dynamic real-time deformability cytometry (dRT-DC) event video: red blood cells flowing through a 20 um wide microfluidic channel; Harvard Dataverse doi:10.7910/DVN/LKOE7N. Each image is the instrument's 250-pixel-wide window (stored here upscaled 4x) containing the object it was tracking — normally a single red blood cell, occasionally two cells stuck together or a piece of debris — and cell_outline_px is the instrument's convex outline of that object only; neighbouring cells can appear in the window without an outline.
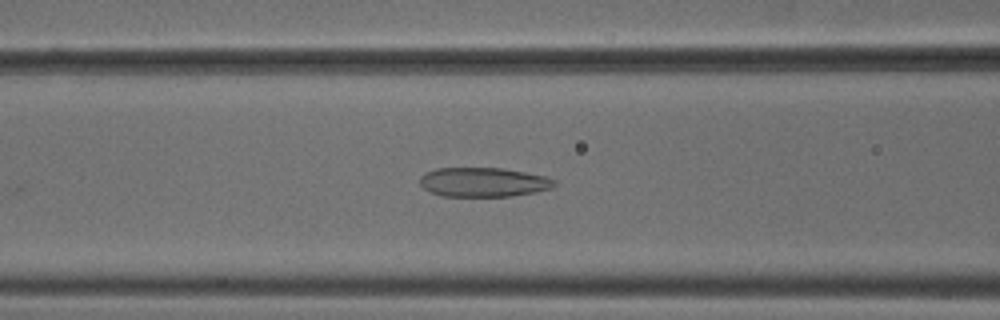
{"species": "common noctule bat (a hibernating species)", "species_latin": "Nyctalus noctula", "temperature_condition": "cold", "stored_images_in_passage": 34, "camera_frame_rate_fps": 3000, "um_per_image_px": 0.085, "animal": {"sex": "male", "body_mass_g": 18.8}, "frame": {"image": 1, "passage_image": 8, "time_ms": 2.333, "image_size_px": [1000, 320], "cell_outline_px": [[556, 184], [552, 188], [536, 192], [512, 196], [444, 196], [432, 192], [424, 188], [420, 184], [420, 176], [424, 172], [436, 168], [500, 168], [524, 172], [544, 176], [556, 180]], "centroid_in_image_um": [41.09, 15.48], "position_along_channel_um": 125.5, "area_um2": 22.95}}
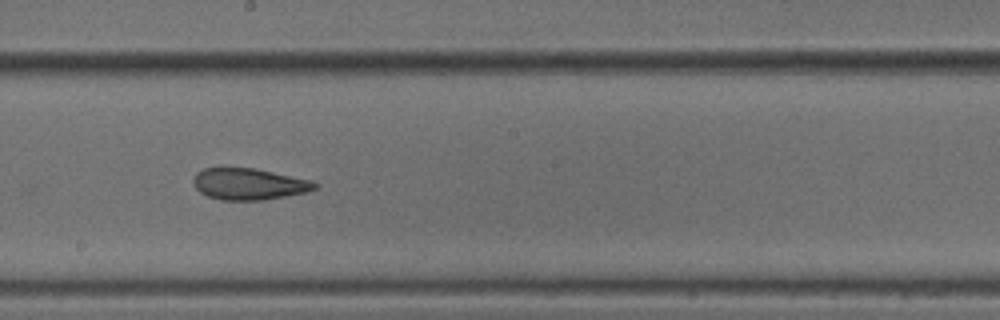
{"frame": {"image": 2, "passage_image": 16, "time_ms": 5.0, "image_size_px": [1000, 320], "cell_outline_px": [[320, 184], [316, 188], [308, 192], [264, 200], [220, 200], [208, 196], [200, 192], [196, 188], [192, 180], [196, 172], [204, 168], [220, 164], [256, 168], [312, 180]], "centroid_in_image_um": [21.12, 15.59], "position_along_channel_um": 227.1, "area_um2": 23.24}}
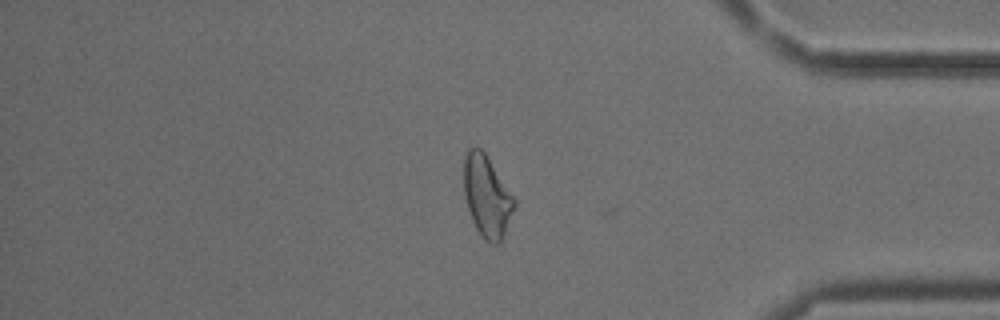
{"frame": {"image": 3, "passage_image": 31, "time_ms": 10.0, "image_size_px": [1000, 320], "cell_outline_px": [[516, 204], [500, 244], [492, 244], [484, 240], [480, 236], [472, 220], [464, 196], [464, 156], [468, 148], [480, 148], [484, 152], [516, 200]], "centroid_in_image_um": [41.38, 16.71], "position_along_channel_um": 393.8, "area_um2": 23.81}}